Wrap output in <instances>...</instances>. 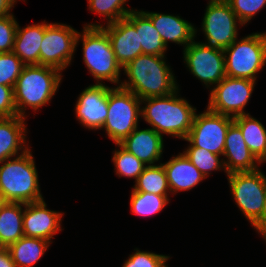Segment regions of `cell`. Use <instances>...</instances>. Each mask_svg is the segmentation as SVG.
Listing matches in <instances>:
<instances>
[{
    "label": "cell",
    "mask_w": 266,
    "mask_h": 267,
    "mask_svg": "<svg viewBox=\"0 0 266 267\" xmlns=\"http://www.w3.org/2000/svg\"><path fill=\"white\" fill-rule=\"evenodd\" d=\"M79 40H82L85 66L97 84H103L102 81L107 80L120 86L122 67L116 60L107 33L101 27H83L82 33H78L76 47Z\"/></svg>",
    "instance_id": "5b68a950"
},
{
    "label": "cell",
    "mask_w": 266,
    "mask_h": 267,
    "mask_svg": "<svg viewBox=\"0 0 266 267\" xmlns=\"http://www.w3.org/2000/svg\"><path fill=\"white\" fill-rule=\"evenodd\" d=\"M51 242L45 239L23 236L10 244V252L16 267H33L45 254Z\"/></svg>",
    "instance_id": "484cf974"
},
{
    "label": "cell",
    "mask_w": 266,
    "mask_h": 267,
    "mask_svg": "<svg viewBox=\"0 0 266 267\" xmlns=\"http://www.w3.org/2000/svg\"><path fill=\"white\" fill-rule=\"evenodd\" d=\"M17 1L18 0H0V17L12 14L11 9L14 7Z\"/></svg>",
    "instance_id": "74e56055"
},
{
    "label": "cell",
    "mask_w": 266,
    "mask_h": 267,
    "mask_svg": "<svg viewBox=\"0 0 266 267\" xmlns=\"http://www.w3.org/2000/svg\"><path fill=\"white\" fill-rule=\"evenodd\" d=\"M140 117V98L121 86L109 88L108 116L102 129L115 144H120L138 127Z\"/></svg>",
    "instance_id": "ba28073f"
},
{
    "label": "cell",
    "mask_w": 266,
    "mask_h": 267,
    "mask_svg": "<svg viewBox=\"0 0 266 267\" xmlns=\"http://www.w3.org/2000/svg\"><path fill=\"white\" fill-rule=\"evenodd\" d=\"M266 231V197H265V202H264V207H263V212H262V234Z\"/></svg>",
    "instance_id": "f35d334b"
},
{
    "label": "cell",
    "mask_w": 266,
    "mask_h": 267,
    "mask_svg": "<svg viewBox=\"0 0 266 267\" xmlns=\"http://www.w3.org/2000/svg\"><path fill=\"white\" fill-rule=\"evenodd\" d=\"M233 122L240 128L244 141L262 164L266 162V129L264 125L250 114H244L233 118Z\"/></svg>",
    "instance_id": "d4e9b609"
},
{
    "label": "cell",
    "mask_w": 266,
    "mask_h": 267,
    "mask_svg": "<svg viewBox=\"0 0 266 267\" xmlns=\"http://www.w3.org/2000/svg\"><path fill=\"white\" fill-rule=\"evenodd\" d=\"M202 20L203 43L223 50L238 38V25H244L228 2H208Z\"/></svg>",
    "instance_id": "8fae6325"
},
{
    "label": "cell",
    "mask_w": 266,
    "mask_h": 267,
    "mask_svg": "<svg viewBox=\"0 0 266 267\" xmlns=\"http://www.w3.org/2000/svg\"><path fill=\"white\" fill-rule=\"evenodd\" d=\"M30 150L0 163V192L6 202L28 204L44 199Z\"/></svg>",
    "instance_id": "277c9868"
},
{
    "label": "cell",
    "mask_w": 266,
    "mask_h": 267,
    "mask_svg": "<svg viewBox=\"0 0 266 267\" xmlns=\"http://www.w3.org/2000/svg\"><path fill=\"white\" fill-rule=\"evenodd\" d=\"M232 123V117L206 108L203 113H195L192 127L184 140L195 147L223 156L226 133Z\"/></svg>",
    "instance_id": "4fadbf2b"
},
{
    "label": "cell",
    "mask_w": 266,
    "mask_h": 267,
    "mask_svg": "<svg viewBox=\"0 0 266 267\" xmlns=\"http://www.w3.org/2000/svg\"><path fill=\"white\" fill-rule=\"evenodd\" d=\"M163 136L152 128L137 127L120 145L145 165H155L163 153Z\"/></svg>",
    "instance_id": "ac0fdd59"
},
{
    "label": "cell",
    "mask_w": 266,
    "mask_h": 267,
    "mask_svg": "<svg viewBox=\"0 0 266 267\" xmlns=\"http://www.w3.org/2000/svg\"><path fill=\"white\" fill-rule=\"evenodd\" d=\"M122 71L128 80L122 81L120 86L140 99L167 96L179 88L165 56L138 55Z\"/></svg>",
    "instance_id": "6da1fadb"
},
{
    "label": "cell",
    "mask_w": 266,
    "mask_h": 267,
    "mask_svg": "<svg viewBox=\"0 0 266 267\" xmlns=\"http://www.w3.org/2000/svg\"><path fill=\"white\" fill-rule=\"evenodd\" d=\"M169 200L168 195L132 190L130 197L131 212L137 216H152L162 211Z\"/></svg>",
    "instance_id": "83f0119b"
},
{
    "label": "cell",
    "mask_w": 266,
    "mask_h": 267,
    "mask_svg": "<svg viewBox=\"0 0 266 267\" xmlns=\"http://www.w3.org/2000/svg\"><path fill=\"white\" fill-rule=\"evenodd\" d=\"M228 3L244 25L266 6V0H228Z\"/></svg>",
    "instance_id": "836d02e7"
},
{
    "label": "cell",
    "mask_w": 266,
    "mask_h": 267,
    "mask_svg": "<svg viewBox=\"0 0 266 267\" xmlns=\"http://www.w3.org/2000/svg\"><path fill=\"white\" fill-rule=\"evenodd\" d=\"M136 29L142 54L165 56L167 47L164 44L152 21L140 10H132L125 17Z\"/></svg>",
    "instance_id": "603a6c76"
},
{
    "label": "cell",
    "mask_w": 266,
    "mask_h": 267,
    "mask_svg": "<svg viewBox=\"0 0 266 267\" xmlns=\"http://www.w3.org/2000/svg\"><path fill=\"white\" fill-rule=\"evenodd\" d=\"M183 59L189 71L205 87L216 86L226 77L224 50L193 40L183 48Z\"/></svg>",
    "instance_id": "30bf717a"
},
{
    "label": "cell",
    "mask_w": 266,
    "mask_h": 267,
    "mask_svg": "<svg viewBox=\"0 0 266 267\" xmlns=\"http://www.w3.org/2000/svg\"><path fill=\"white\" fill-rule=\"evenodd\" d=\"M122 267H166L170 256L134 249Z\"/></svg>",
    "instance_id": "d6a6232c"
},
{
    "label": "cell",
    "mask_w": 266,
    "mask_h": 267,
    "mask_svg": "<svg viewBox=\"0 0 266 267\" xmlns=\"http://www.w3.org/2000/svg\"><path fill=\"white\" fill-rule=\"evenodd\" d=\"M179 88L163 97L141 99V117L158 134L186 139L193 124L196 108L179 97Z\"/></svg>",
    "instance_id": "7a4b0ae2"
},
{
    "label": "cell",
    "mask_w": 266,
    "mask_h": 267,
    "mask_svg": "<svg viewBox=\"0 0 266 267\" xmlns=\"http://www.w3.org/2000/svg\"><path fill=\"white\" fill-rule=\"evenodd\" d=\"M256 81L226 76L210 91L207 108L215 113L235 118L249 114L244 111Z\"/></svg>",
    "instance_id": "7c38bea8"
},
{
    "label": "cell",
    "mask_w": 266,
    "mask_h": 267,
    "mask_svg": "<svg viewBox=\"0 0 266 267\" xmlns=\"http://www.w3.org/2000/svg\"><path fill=\"white\" fill-rule=\"evenodd\" d=\"M170 192L188 191L206 179L203 174L190 162L184 153L172 156L166 163H162Z\"/></svg>",
    "instance_id": "ffe728a7"
},
{
    "label": "cell",
    "mask_w": 266,
    "mask_h": 267,
    "mask_svg": "<svg viewBox=\"0 0 266 267\" xmlns=\"http://www.w3.org/2000/svg\"><path fill=\"white\" fill-rule=\"evenodd\" d=\"M109 86L93 84L85 88L75 105V115L82 126L91 130L102 129L108 116Z\"/></svg>",
    "instance_id": "5bb4252c"
},
{
    "label": "cell",
    "mask_w": 266,
    "mask_h": 267,
    "mask_svg": "<svg viewBox=\"0 0 266 267\" xmlns=\"http://www.w3.org/2000/svg\"><path fill=\"white\" fill-rule=\"evenodd\" d=\"M24 66L15 53H0V84L14 88Z\"/></svg>",
    "instance_id": "1f68e13d"
},
{
    "label": "cell",
    "mask_w": 266,
    "mask_h": 267,
    "mask_svg": "<svg viewBox=\"0 0 266 267\" xmlns=\"http://www.w3.org/2000/svg\"><path fill=\"white\" fill-rule=\"evenodd\" d=\"M209 3H215V2H228V0H209Z\"/></svg>",
    "instance_id": "60d3db41"
},
{
    "label": "cell",
    "mask_w": 266,
    "mask_h": 267,
    "mask_svg": "<svg viewBox=\"0 0 266 267\" xmlns=\"http://www.w3.org/2000/svg\"><path fill=\"white\" fill-rule=\"evenodd\" d=\"M224 54L226 76L257 81V74L266 64V32L237 38Z\"/></svg>",
    "instance_id": "52a82bcc"
},
{
    "label": "cell",
    "mask_w": 266,
    "mask_h": 267,
    "mask_svg": "<svg viewBox=\"0 0 266 267\" xmlns=\"http://www.w3.org/2000/svg\"><path fill=\"white\" fill-rule=\"evenodd\" d=\"M25 119L18 115L0 118V163L21 155L30 148L25 140L27 137Z\"/></svg>",
    "instance_id": "44dd1931"
},
{
    "label": "cell",
    "mask_w": 266,
    "mask_h": 267,
    "mask_svg": "<svg viewBox=\"0 0 266 267\" xmlns=\"http://www.w3.org/2000/svg\"><path fill=\"white\" fill-rule=\"evenodd\" d=\"M87 2L91 12L104 16L107 19L106 25L124 19L134 10L125 7V2H128V0H87Z\"/></svg>",
    "instance_id": "4dcf8cb0"
},
{
    "label": "cell",
    "mask_w": 266,
    "mask_h": 267,
    "mask_svg": "<svg viewBox=\"0 0 266 267\" xmlns=\"http://www.w3.org/2000/svg\"><path fill=\"white\" fill-rule=\"evenodd\" d=\"M132 190L154 193L157 195H169L171 192L167 182V175L162 163L159 165L155 164L146 166L144 171L135 181V185Z\"/></svg>",
    "instance_id": "4316f807"
},
{
    "label": "cell",
    "mask_w": 266,
    "mask_h": 267,
    "mask_svg": "<svg viewBox=\"0 0 266 267\" xmlns=\"http://www.w3.org/2000/svg\"><path fill=\"white\" fill-rule=\"evenodd\" d=\"M61 73L49 66L25 65L14 87L17 115L26 118L28 107L38 111L48 104L61 84Z\"/></svg>",
    "instance_id": "3957f363"
},
{
    "label": "cell",
    "mask_w": 266,
    "mask_h": 267,
    "mask_svg": "<svg viewBox=\"0 0 266 267\" xmlns=\"http://www.w3.org/2000/svg\"><path fill=\"white\" fill-rule=\"evenodd\" d=\"M183 153L205 178L210 175L211 171L224 170L226 173L224 159H220V155L195 147L191 143Z\"/></svg>",
    "instance_id": "f1b7e54d"
},
{
    "label": "cell",
    "mask_w": 266,
    "mask_h": 267,
    "mask_svg": "<svg viewBox=\"0 0 266 267\" xmlns=\"http://www.w3.org/2000/svg\"><path fill=\"white\" fill-rule=\"evenodd\" d=\"M6 200L4 199V197L2 196L1 192H0V209L5 205Z\"/></svg>",
    "instance_id": "ab89813d"
},
{
    "label": "cell",
    "mask_w": 266,
    "mask_h": 267,
    "mask_svg": "<svg viewBox=\"0 0 266 267\" xmlns=\"http://www.w3.org/2000/svg\"><path fill=\"white\" fill-rule=\"evenodd\" d=\"M0 267H16L7 248L0 247Z\"/></svg>",
    "instance_id": "8d00e7d4"
},
{
    "label": "cell",
    "mask_w": 266,
    "mask_h": 267,
    "mask_svg": "<svg viewBox=\"0 0 266 267\" xmlns=\"http://www.w3.org/2000/svg\"><path fill=\"white\" fill-rule=\"evenodd\" d=\"M24 203L6 202L0 209V247L7 248L24 236Z\"/></svg>",
    "instance_id": "cb8c5ba5"
},
{
    "label": "cell",
    "mask_w": 266,
    "mask_h": 267,
    "mask_svg": "<svg viewBox=\"0 0 266 267\" xmlns=\"http://www.w3.org/2000/svg\"><path fill=\"white\" fill-rule=\"evenodd\" d=\"M13 14L0 17V53H9L13 44L18 22Z\"/></svg>",
    "instance_id": "e575fe53"
},
{
    "label": "cell",
    "mask_w": 266,
    "mask_h": 267,
    "mask_svg": "<svg viewBox=\"0 0 266 267\" xmlns=\"http://www.w3.org/2000/svg\"><path fill=\"white\" fill-rule=\"evenodd\" d=\"M141 11L152 21L166 47L171 41L185 48L196 37L197 29L180 16Z\"/></svg>",
    "instance_id": "d6986e66"
},
{
    "label": "cell",
    "mask_w": 266,
    "mask_h": 267,
    "mask_svg": "<svg viewBox=\"0 0 266 267\" xmlns=\"http://www.w3.org/2000/svg\"><path fill=\"white\" fill-rule=\"evenodd\" d=\"M16 115L14 88L0 84V118H9Z\"/></svg>",
    "instance_id": "d590c367"
},
{
    "label": "cell",
    "mask_w": 266,
    "mask_h": 267,
    "mask_svg": "<svg viewBox=\"0 0 266 267\" xmlns=\"http://www.w3.org/2000/svg\"><path fill=\"white\" fill-rule=\"evenodd\" d=\"M78 31L70 25L47 23L40 46L39 65L65 70L73 60Z\"/></svg>",
    "instance_id": "9c48e42d"
},
{
    "label": "cell",
    "mask_w": 266,
    "mask_h": 267,
    "mask_svg": "<svg viewBox=\"0 0 266 267\" xmlns=\"http://www.w3.org/2000/svg\"><path fill=\"white\" fill-rule=\"evenodd\" d=\"M44 37V21L24 28L17 24L12 52L25 65H39L40 46Z\"/></svg>",
    "instance_id": "7402d4cb"
},
{
    "label": "cell",
    "mask_w": 266,
    "mask_h": 267,
    "mask_svg": "<svg viewBox=\"0 0 266 267\" xmlns=\"http://www.w3.org/2000/svg\"><path fill=\"white\" fill-rule=\"evenodd\" d=\"M223 156L227 174L254 171L261 164L247 147L240 128L234 122L226 133Z\"/></svg>",
    "instance_id": "e0dca14e"
},
{
    "label": "cell",
    "mask_w": 266,
    "mask_h": 267,
    "mask_svg": "<svg viewBox=\"0 0 266 267\" xmlns=\"http://www.w3.org/2000/svg\"><path fill=\"white\" fill-rule=\"evenodd\" d=\"M119 149L114 150L112 162L115 166V174L121 178H134L137 180L138 176L144 171L145 165L135 155L128 152L120 144H116Z\"/></svg>",
    "instance_id": "f546056e"
},
{
    "label": "cell",
    "mask_w": 266,
    "mask_h": 267,
    "mask_svg": "<svg viewBox=\"0 0 266 267\" xmlns=\"http://www.w3.org/2000/svg\"><path fill=\"white\" fill-rule=\"evenodd\" d=\"M266 242V231L261 235Z\"/></svg>",
    "instance_id": "b9f144b4"
},
{
    "label": "cell",
    "mask_w": 266,
    "mask_h": 267,
    "mask_svg": "<svg viewBox=\"0 0 266 267\" xmlns=\"http://www.w3.org/2000/svg\"><path fill=\"white\" fill-rule=\"evenodd\" d=\"M44 199L38 202L25 204L23 215L24 236L48 240L59 231H62L63 212L47 209Z\"/></svg>",
    "instance_id": "9a60e30c"
},
{
    "label": "cell",
    "mask_w": 266,
    "mask_h": 267,
    "mask_svg": "<svg viewBox=\"0 0 266 267\" xmlns=\"http://www.w3.org/2000/svg\"><path fill=\"white\" fill-rule=\"evenodd\" d=\"M84 27H101L107 33L116 60L122 68L142 54L138 33L126 18L105 26L98 23H89Z\"/></svg>",
    "instance_id": "2e32d148"
},
{
    "label": "cell",
    "mask_w": 266,
    "mask_h": 267,
    "mask_svg": "<svg viewBox=\"0 0 266 267\" xmlns=\"http://www.w3.org/2000/svg\"><path fill=\"white\" fill-rule=\"evenodd\" d=\"M230 191L242 214L262 235V212L266 197V175L259 169L227 174Z\"/></svg>",
    "instance_id": "8992f818"
}]
</instances>
